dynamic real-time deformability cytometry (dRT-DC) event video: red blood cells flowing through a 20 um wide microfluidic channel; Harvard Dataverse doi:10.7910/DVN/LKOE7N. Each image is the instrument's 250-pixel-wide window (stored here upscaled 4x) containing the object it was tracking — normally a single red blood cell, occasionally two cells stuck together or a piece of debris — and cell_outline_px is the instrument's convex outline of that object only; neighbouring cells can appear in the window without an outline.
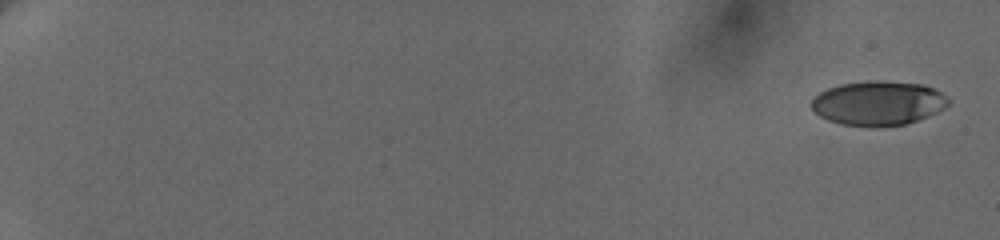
{"species": "human", "species_latin": "Homo sapiens", "temperature_condition": "cold", "stored_images_in_passage": 9, "camera_frame_rate_fps": 3000, "um_per_image_px": 0.085, "donor": {"sex": "female"}, "frame": {"image": 1, "passage_image": 1, "time_ms": 0.0, "image_size_px": [1000, 240], "cell_outline_px": [[952, 100], [944, 108], [928, 116], [908, 124], [872, 128], [840, 124], [828, 120], [820, 116], [812, 108], [812, 100], [820, 92], [828, 88], [840, 84], [872, 80], [924, 84], [948, 96]], "centroid_in_image_um": [74.67, 8.78], "position_along_channel_um": 10.3, "area_um2": 35.66}}
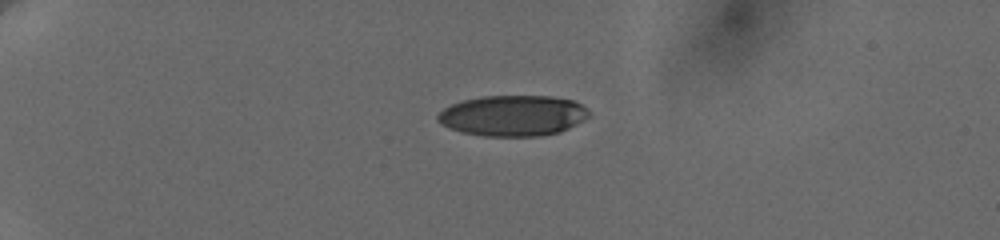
{"frame": {"image": 2, "passage_image": 6, "time_ms": 5.0, "image_size_px": [1000, 240], "cell_outline_px": [[588, 116], [584, 120], [560, 132], [540, 136], [484, 136], [460, 132], [448, 128], [440, 124], [436, 120], [436, 116], [444, 108], [452, 104], [464, 100], [484, 96], [552, 96], [572, 100], [580, 104], [588, 112]], "centroid_in_image_um": [43.55, 9.83], "position_along_channel_um": 41.4, "area_um2": 35.89}}
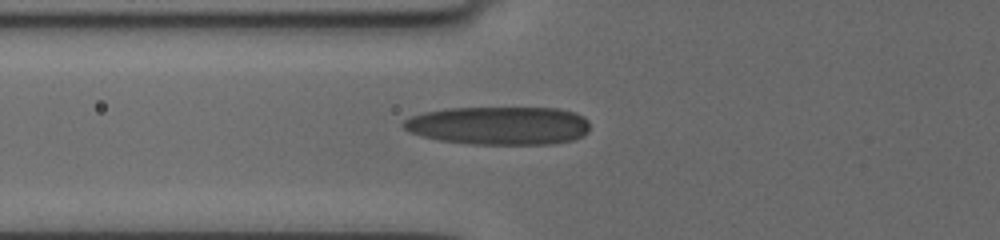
{"frame": {"image": 3, "passage_image": 9, "time_ms": 8.0, "image_size_px": [1000, 240], "cell_outline_px": [[588, 132], [572, 140], [552, 144], [468, 144], [440, 140], [408, 132], [404, 128], [404, 120], [412, 116], [424, 112], [448, 108], [560, 108], [576, 112], [584, 116], [588, 120]], "centroid_in_image_um": [42.44, 10.67], "position_along_channel_um": 83.4, "area_um2": 41.67}}